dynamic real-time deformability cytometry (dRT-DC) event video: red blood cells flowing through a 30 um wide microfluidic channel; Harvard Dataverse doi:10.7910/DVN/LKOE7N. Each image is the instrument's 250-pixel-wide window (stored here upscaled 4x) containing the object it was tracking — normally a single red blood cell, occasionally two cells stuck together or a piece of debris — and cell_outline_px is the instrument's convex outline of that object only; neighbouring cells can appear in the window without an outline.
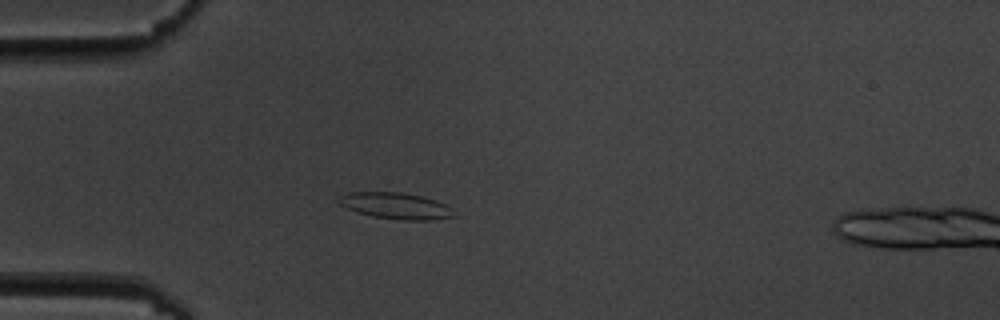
{"species": "common noctule bat (a hibernating species)", "species_latin": "Nyctalus noctula", "temperature_condition": "cold", "stored_images_in_passage": 4, "camera_frame_rate_fps": 3000, "um_per_image_px": 0.085, "animal": {"sex": "male", "body_mass_g": 19.5, "forearm_length_mm": 54.6}, "frame": {"image": 1, "passage_image": 3, "time_ms": 3.333, "image_size_px": [1000, 320], "cell_outline_px": [[460, 216], [428, 220], [400, 220], [372, 216], [356, 212], [340, 204], [336, 200], [340, 196], [348, 192], [404, 192], [424, 196], [436, 200], [452, 208]], "centroid_in_image_um": [33.69, 17.49], "position_along_channel_um": 51.3, "area_um2": 17.98}}